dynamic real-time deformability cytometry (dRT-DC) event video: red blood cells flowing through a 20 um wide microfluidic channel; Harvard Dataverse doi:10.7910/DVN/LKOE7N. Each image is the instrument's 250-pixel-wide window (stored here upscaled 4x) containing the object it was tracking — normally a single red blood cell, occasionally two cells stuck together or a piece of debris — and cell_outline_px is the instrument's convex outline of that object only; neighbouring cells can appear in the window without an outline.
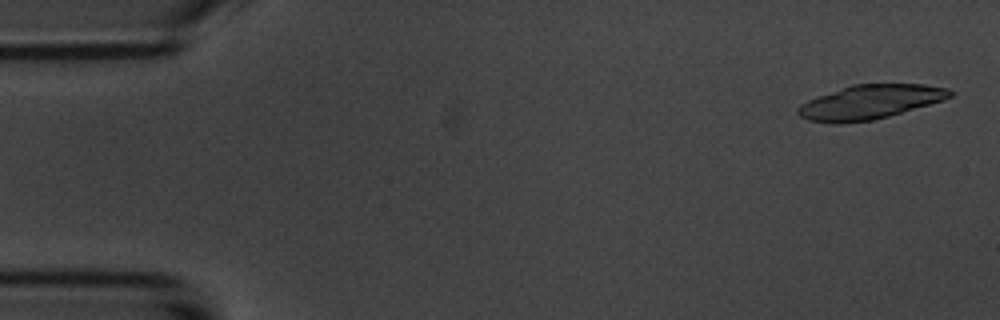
{"species": "common noctule bat (a hibernating species)", "species_latin": "Nyctalus noctula", "temperature_condition": "room temperature", "stored_images_in_passage": 7, "camera_frame_rate_fps": 3000, "um_per_image_px": 0.085, "animal": {"sex": "male", "body_mass_g": 20.1, "forearm_length_mm": 53.5}, "frame": {"image": 1, "passage_image": 1, "time_ms": 0.0, "image_size_px": [1000, 320], "cell_outline_px": [[952, 96], [944, 100], [888, 116], [872, 120], [844, 124], [836, 124], [808, 120], [800, 116], [796, 112], [796, 108], [800, 104], [808, 100], [852, 84], [924, 84], [948, 88], [952, 92]], "centroid_in_image_um": [73.93, 8.68], "position_along_channel_um": 11.1, "area_um2": 30.23}}